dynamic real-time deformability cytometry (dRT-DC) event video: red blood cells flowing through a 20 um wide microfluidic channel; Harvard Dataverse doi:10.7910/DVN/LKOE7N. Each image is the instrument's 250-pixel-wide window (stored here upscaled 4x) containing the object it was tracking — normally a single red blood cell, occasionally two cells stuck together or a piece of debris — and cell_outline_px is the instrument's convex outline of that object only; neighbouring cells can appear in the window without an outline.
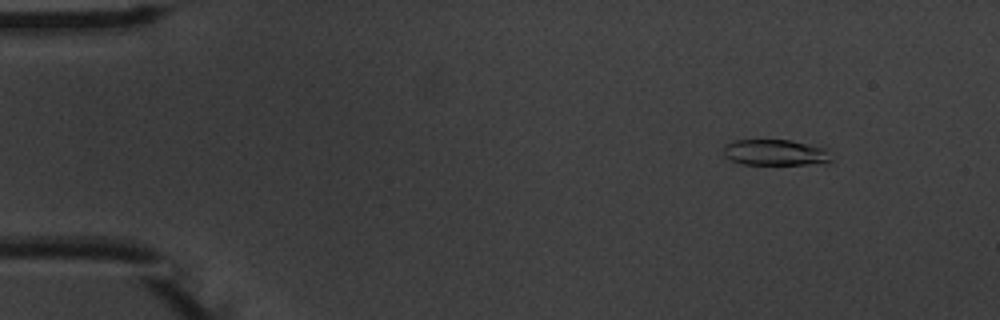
{"species": "common noctule bat (a hibernating species)", "species_latin": "Nyctalus noctula", "temperature_condition": "warm", "stored_images_in_passage": 5, "camera_frame_rate_fps": 3000, "um_per_image_px": 0.085, "animal": {"sex": "male", "body_mass_g": 20.1, "forearm_length_mm": 53.5}, "frame": {"image": 1, "passage_image": 2, "time_ms": 1.333, "image_size_px": [1000, 320], "cell_outline_px": [[832, 160], [824, 164], [740, 164], [724, 156], [724, 144], [732, 140], [792, 140], [824, 148]], "centroid_in_image_um": [65.86, 12.96], "position_along_channel_um": 19.1, "area_um2": 16.3}}